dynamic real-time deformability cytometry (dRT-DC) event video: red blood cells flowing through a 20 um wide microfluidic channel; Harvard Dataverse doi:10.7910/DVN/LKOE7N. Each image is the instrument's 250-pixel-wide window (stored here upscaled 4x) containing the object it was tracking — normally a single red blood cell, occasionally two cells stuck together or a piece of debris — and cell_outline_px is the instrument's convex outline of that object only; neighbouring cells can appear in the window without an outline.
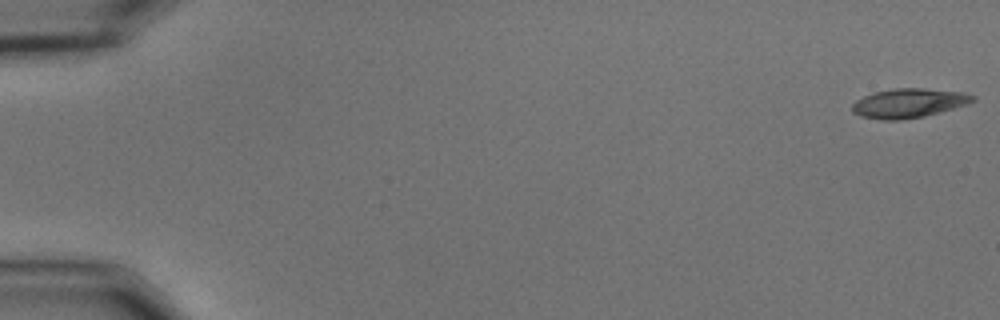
{"species": "common noctule bat (a hibernating species)", "species_latin": "Nyctalus noctula", "temperature_condition": "cold", "stored_images_in_passage": 16, "camera_frame_rate_fps": 3000, "um_per_image_px": 0.085, "animal": {"sex": "male", "body_mass_g": 15.6}, "frame": {"image": 1, "passage_image": 1, "time_ms": 0.0, "image_size_px": [1000, 320], "cell_outline_px": [[976, 100], [952, 108], [924, 116], [900, 120], [884, 120], [860, 116], [852, 112], [852, 104], [856, 100], [872, 92], [892, 88], [924, 88], [960, 92], [976, 96]], "centroid_in_image_um": [77.18, 8.76], "position_along_channel_um": 7.8, "area_um2": 20.4}}
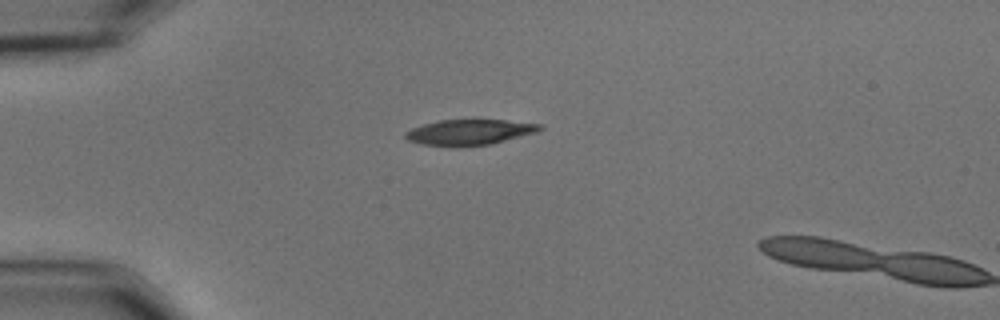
{"frame": {"image": 2, "passage_image": 15, "time_ms": 4.667, "image_size_px": [1000, 320], "cell_outline_px": [[544, 128], [536, 132], [488, 144], [424, 144], [408, 140], [404, 136], [404, 132], [412, 128], [424, 124], [440, 120], [476, 116], [540, 124]], "centroid_in_image_um": [39.94, 11.13], "position_along_channel_um": 45.1, "area_um2": 20.0}}